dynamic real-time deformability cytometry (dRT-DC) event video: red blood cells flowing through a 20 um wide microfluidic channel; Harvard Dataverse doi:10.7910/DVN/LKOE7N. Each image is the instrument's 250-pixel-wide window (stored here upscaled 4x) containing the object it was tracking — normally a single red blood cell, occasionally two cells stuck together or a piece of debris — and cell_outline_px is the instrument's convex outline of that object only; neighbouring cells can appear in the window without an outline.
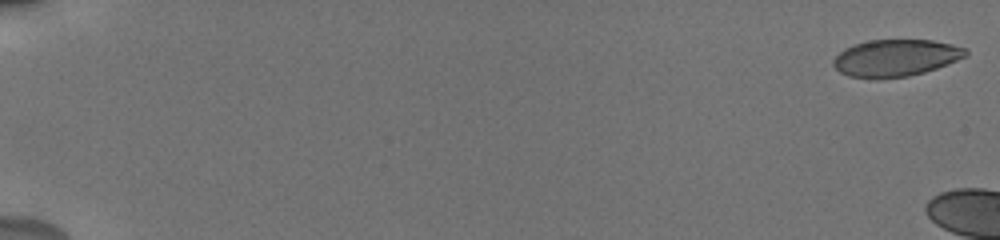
{"species": "human", "species_latin": "Homo sapiens", "temperature_condition": "cold", "stored_images_in_passage": 10, "camera_frame_rate_fps": 3000, "um_per_image_px": 0.085, "donor": {"sex": "male"}, "frame": {"image": 1, "passage_image": 1, "time_ms": 0.0, "image_size_px": [1000, 240], "cell_outline_px": [[968, 52], [964, 56], [956, 60], [936, 68], [924, 72], [908, 76], [876, 80], [872, 80], [848, 76], [840, 72], [832, 64], [832, 60], [844, 48], [852, 44], [872, 40], [932, 40], [952, 44], [968, 48]], "centroid_in_image_um": [76.08, 4.94], "position_along_channel_um": 8.9, "area_um2": 28.73}}